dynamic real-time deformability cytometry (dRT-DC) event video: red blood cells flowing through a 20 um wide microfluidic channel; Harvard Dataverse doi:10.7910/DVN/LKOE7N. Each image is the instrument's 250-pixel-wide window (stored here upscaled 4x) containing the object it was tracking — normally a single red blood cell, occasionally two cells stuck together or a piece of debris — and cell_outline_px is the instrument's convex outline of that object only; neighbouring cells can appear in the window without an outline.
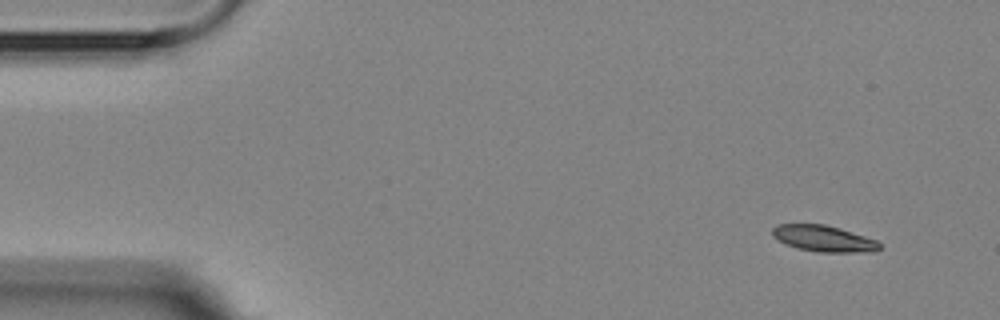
{"species": "Egyptian fruit bat (a non-hibernating species)", "species_latin": "Rousettus aegyptiacus", "temperature_condition": "room temperature", "stored_images_in_passage": 3, "camera_frame_rate_fps": 3000, "um_per_image_px": 0.085, "animal": {"sex": "female"}, "frame": {"image": 1, "passage_image": 1, "time_ms": 0.0, "image_size_px": [1000, 320], "cell_outline_px": [[880, 248], [872, 252], [816, 252], [796, 248], [784, 244], [772, 236], [772, 228], [776, 224], [824, 224], [840, 228], [876, 240], [880, 244]], "centroid_in_image_um": [69.96, 20.28], "position_along_channel_um": 15.0, "area_um2": 16.47}}
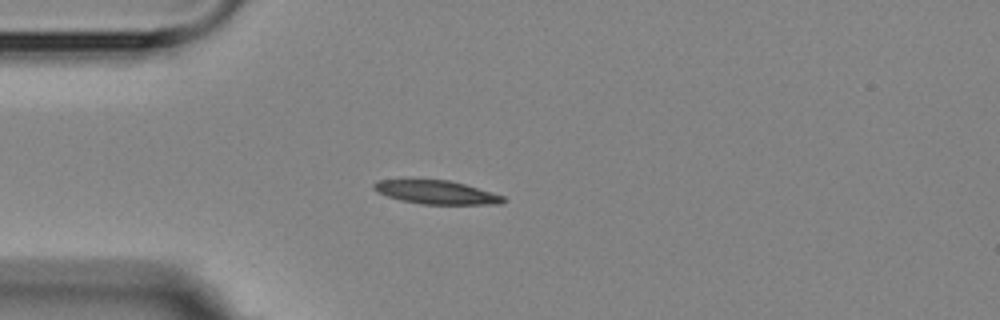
{"frame": {"image": 2, "passage_image": 3, "time_ms": 3.333, "image_size_px": [1000, 320], "cell_outline_px": [[504, 200], [500, 204], [420, 204], [400, 200], [376, 192], [372, 188], [372, 184], [376, 180], [448, 180], [464, 184], [504, 196]], "centroid_in_image_um": [37.03, 16.35], "position_along_channel_um": 48.0, "area_um2": 17.57}}